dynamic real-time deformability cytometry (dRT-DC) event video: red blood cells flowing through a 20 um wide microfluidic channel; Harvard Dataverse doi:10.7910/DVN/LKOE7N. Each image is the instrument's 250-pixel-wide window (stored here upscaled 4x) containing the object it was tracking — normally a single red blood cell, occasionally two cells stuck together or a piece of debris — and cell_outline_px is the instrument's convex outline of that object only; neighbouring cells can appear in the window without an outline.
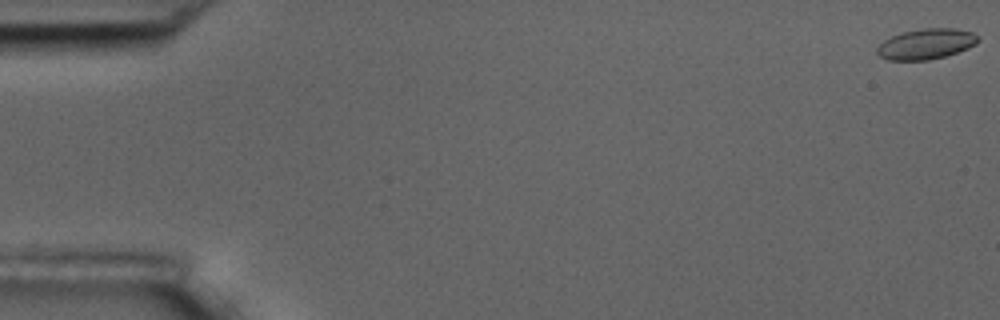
{"species": "common noctule bat (a hibernating species)", "species_latin": "Nyctalus noctula", "temperature_condition": "room temperature", "stored_images_in_passage": 5, "camera_frame_rate_fps": 3000, "um_per_image_px": 0.085, "animal": {"sex": "male", "body_mass_g": 17.5, "forearm_length_mm": 52.3}, "frame": {"image": 1, "passage_image": 1, "time_ms": 0.0, "image_size_px": [1000, 320], "cell_outline_px": [[980, 40], [976, 44], [968, 48], [944, 56], [928, 60], [888, 60], [880, 56], [876, 52], [876, 48], [884, 40], [892, 36], [904, 32], [924, 28], [952, 28], [972, 32]], "centroid_in_image_um": [78.71, 3.74], "position_along_channel_um": 6.3, "area_um2": 17.74}}
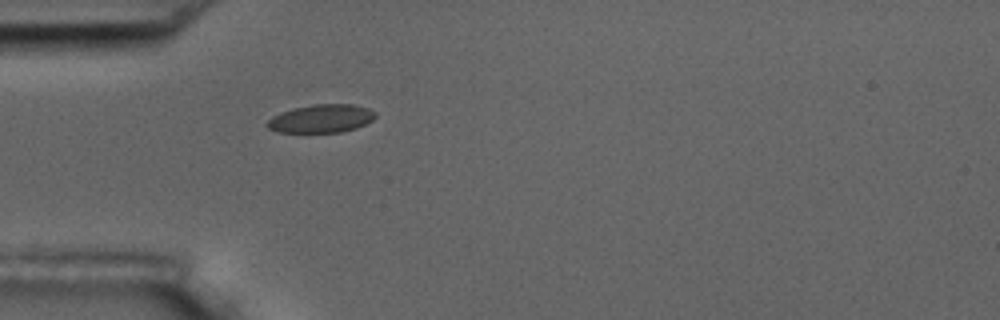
{"frame": {"image": 2, "passage_image": 5, "time_ms": 5.667, "image_size_px": [1000, 320], "cell_outline_px": [[376, 116], [372, 120], [356, 128], [340, 132], [276, 132], [268, 128], [264, 124], [272, 116], [280, 112], [292, 108], [312, 104], [352, 104], [368, 108], [376, 112]], "centroid_in_image_um": [27.27, 10.07], "position_along_channel_um": 57.7, "area_um2": 17.92}}